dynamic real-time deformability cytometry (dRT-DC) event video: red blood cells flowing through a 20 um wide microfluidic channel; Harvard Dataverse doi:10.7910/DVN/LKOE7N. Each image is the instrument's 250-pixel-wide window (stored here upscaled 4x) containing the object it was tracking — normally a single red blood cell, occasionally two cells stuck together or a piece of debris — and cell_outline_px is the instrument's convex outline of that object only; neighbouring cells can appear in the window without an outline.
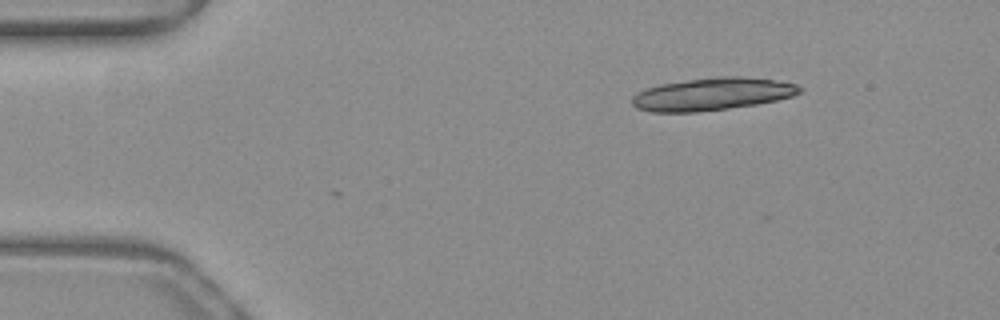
{"species": "common noctule bat (a hibernating species)", "species_latin": "Nyctalus noctula", "temperature_condition": "warm", "stored_images_in_passage": 11, "camera_frame_rate_fps": 3000, "um_per_image_px": 0.085, "animal": {"sex": "female", "body_mass_g": 19.3, "forearm_length_mm": 54.1}, "frame": {"image": 1, "passage_image": 1, "time_ms": 0.0, "image_size_px": [1000, 320], "cell_outline_px": [[804, 88], [800, 92], [792, 96], [776, 100], [756, 104], [728, 108], [696, 112], [652, 112], [636, 108], [632, 104], [632, 96], [648, 88], [660, 84], [716, 76], [740, 76], [772, 80], [796, 84]], "centroid_in_image_um": [60.53, 8.0], "position_along_channel_um": 24.5, "area_um2": 31.5}}